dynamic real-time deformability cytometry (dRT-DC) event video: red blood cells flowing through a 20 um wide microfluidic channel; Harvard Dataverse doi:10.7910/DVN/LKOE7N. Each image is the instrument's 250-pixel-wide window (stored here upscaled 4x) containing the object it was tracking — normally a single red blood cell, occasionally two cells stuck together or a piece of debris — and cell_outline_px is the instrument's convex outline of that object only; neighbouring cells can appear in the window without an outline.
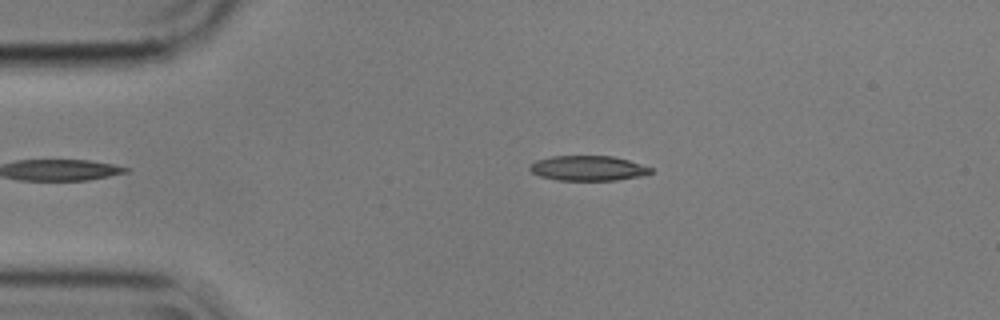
{"species": "common noctule bat (a hibernating species)", "species_latin": "Nyctalus noctula", "temperature_condition": "cold", "stored_images_in_passage": 4, "camera_frame_rate_fps": 3000, "um_per_image_px": 0.085, "animal": {"sex": "male", "body_mass_g": 17.9}, "frame": {"image": 1, "passage_image": 4, "time_ms": 1.0, "image_size_px": [1000, 320], "cell_outline_px": [[652, 172], [640, 176], [616, 180], [556, 180], [540, 176], [532, 172], [528, 168], [536, 160], [552, 156], [612, 156], [628, 160], [652, 168]], "centroid_in_image_um": [49.96, 14.3], "position_along_channel_um": 35.0, "area_um2": 17.46}}